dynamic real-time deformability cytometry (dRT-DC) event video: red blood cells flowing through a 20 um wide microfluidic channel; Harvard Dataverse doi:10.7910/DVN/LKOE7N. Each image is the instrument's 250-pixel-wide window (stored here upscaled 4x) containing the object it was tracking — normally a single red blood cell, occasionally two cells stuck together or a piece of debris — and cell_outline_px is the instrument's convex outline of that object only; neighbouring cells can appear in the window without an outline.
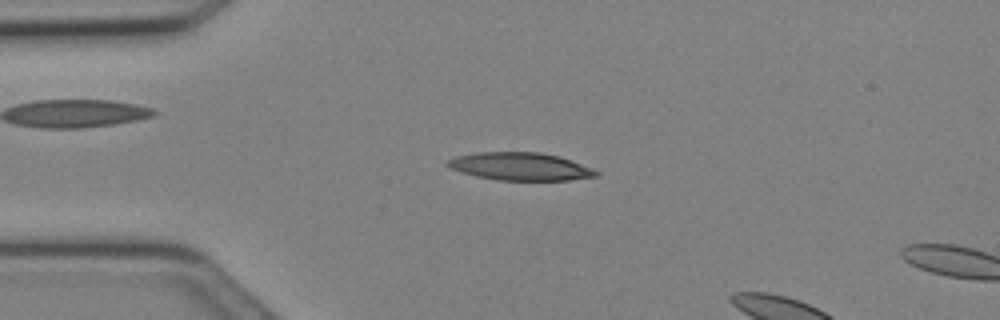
{"species": "Egyptian fruit bat (a non-hibernating species)", "species_latin": "Rousettus aegyptiacus", "temperature_condition": "cold", "stored_images_in_passage": 8, "camera_frame_rate_fps": 3000, "um_per_image_px": 0.085, "animal": {"sex": "female"}, "frame": {"image": 1, "passage_image": 6, "time_ms": 1.667, "image_size_px": [1000, 320], "cell_outline_px": [[600, 172], [596, 176], [568, 180], [496, 180], [476, 176], [452, 168], [444, 164], [444, 160], [456, 156], [476, 152], [540, 152], [560, 156], [592, 168]], "centroid_in_image_um": [44.2, 14.14], "position_along_channel_um": 40.8, "area_um2": 24.04}}